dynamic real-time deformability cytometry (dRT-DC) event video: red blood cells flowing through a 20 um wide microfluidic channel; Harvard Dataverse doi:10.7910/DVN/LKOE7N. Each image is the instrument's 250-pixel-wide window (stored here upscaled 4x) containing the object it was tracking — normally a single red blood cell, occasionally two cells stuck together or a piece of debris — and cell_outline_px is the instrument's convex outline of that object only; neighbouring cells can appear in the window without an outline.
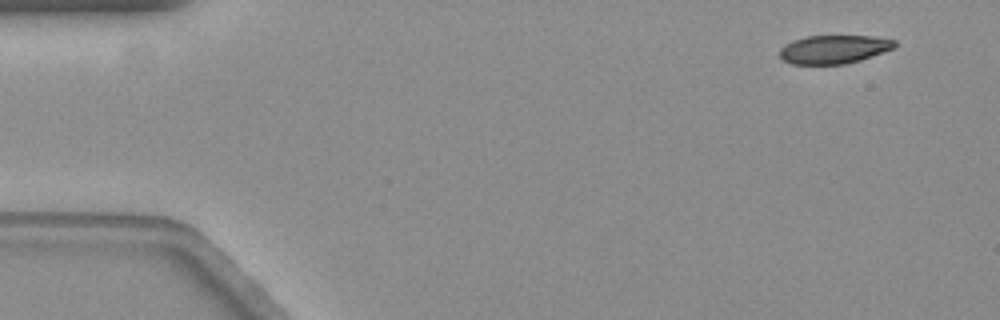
{"species": "common noctule bat (a hibernating species)", "species_latin": "Nyctalus noctula", "temperature_condition": "warm", "stored_images_in_passage": 55, "camera_frame_rate_fps": 3000, "um_per_image_px": 0.085, "animal": {"sex": "female", "body_mass_g": 19.3, "forearm_length_mm": 54.1}, "frame": {"image": 1, "passage_image": 1, "time_ms": 0.0, "image_size_px": [1000, 320], "cell_outline_px": [[896, 48], [860, 60], [844, 64], [792, 64], [784, 60], [780, 56], [780, 48], [784, 44], [792, 40], [808, 36], [872, 36], [896, 40]], "centroid_in_image_um": [70.89, 4.19], "position_along_channel_um": 14.1, "area_um2": 19.13}}
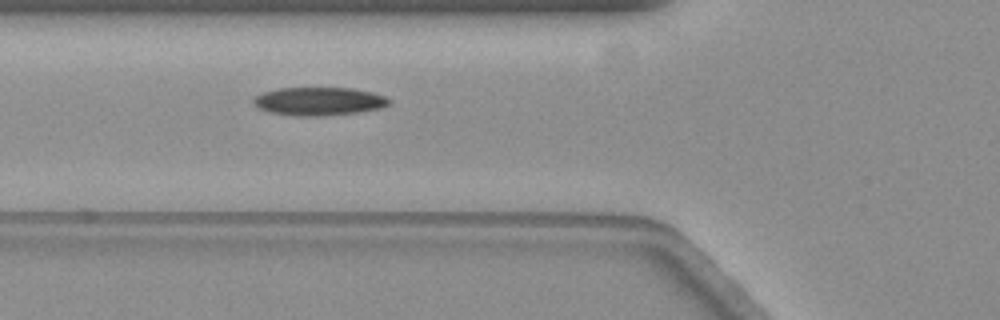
{"frame": {"image": 2, "passage_image": 18, "time_ms": 5.667, "image_size_px": [1000, 320], "cell_outline_px": [[392, 104], [384, 108], [360, 112], [324, 116], [296, 116], [268, 112], [252, 104], [252, 100], [260, 92], [280, 88], [352, 88], [372, 92], [384, 96], [392, 100]], "centroid_in_image_um": [27.14, 8.62], "position_along_channel_um": 98.7, "area_um2": 22.72}}
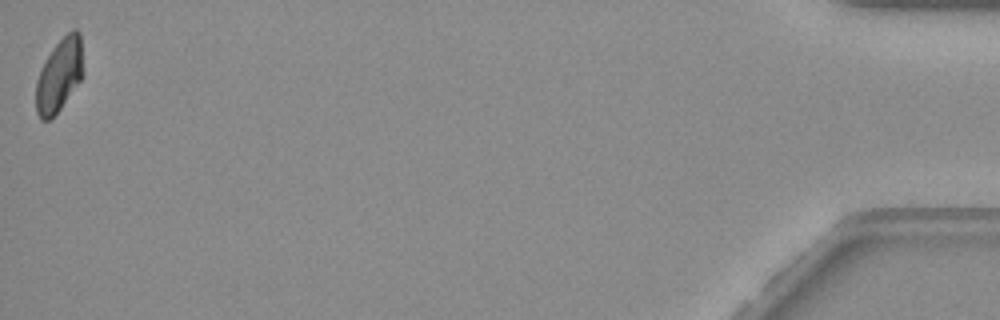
{"frame": {"image": 3, "passage_image": 55, "time_ms": 18.0, "image_size_px": [1000, 320], "cell_outline_px": [[84, 76], [60, 108], [48, 120], [40, 120], [36, 112], [36, 80], [44, 60], [52, 48], [72, 28], [76, 28], [80, 32], [84, 72]], "centroid_in_image_um": [5.05, 6.35], "position_along_channel_um": 430.1, "area_um2": 20.29}, "authors_computed_cell_mechanics": {"area_um2": 22.0218, "velocity_mm_per_s": 3.5271, "shape_relaxation_time_tau1_ms": 5.7345, "shape_relaxation_time_tau2_ms": 8.1427, "deformation_change_tau1": 0.1483, "deformation_change_tau2": 0.1309}}